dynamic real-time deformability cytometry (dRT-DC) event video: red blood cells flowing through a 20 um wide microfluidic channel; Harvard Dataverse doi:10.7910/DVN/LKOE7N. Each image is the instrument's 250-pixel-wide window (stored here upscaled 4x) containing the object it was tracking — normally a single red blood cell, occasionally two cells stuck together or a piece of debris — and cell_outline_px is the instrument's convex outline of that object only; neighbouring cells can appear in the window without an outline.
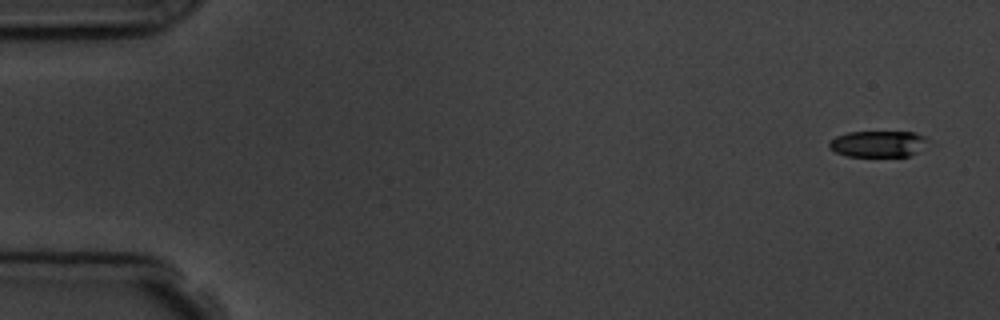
{"species": "common noctule bat (a hibernating species)", "species_latin": "Nyctalus noctula", "temperature_condition": "room temperature", "stored_images_in_passage": 4, "camera_frame_rate_fps": 3000, "um_per_image_px": 0.085, "animal": {"sex": "male", "body_mass_g": 19.5, "forearm_length_mm": 54.6}, "frame": {"image": 1, "passage_image": 1, "time_ms": 0.0, "image_size_px": [1000, 320], "cell_outline_px": [[936, 144], [908, 156], [848, 156], [836, 152], [828, 148], [828, 140], [836, 136], [848, 132], [916, 132], [928, 136]], "centroid_in_image_um": [74.78, 12.22], "position_along_channel_um": 10.2, "area_um2": 15.84}}
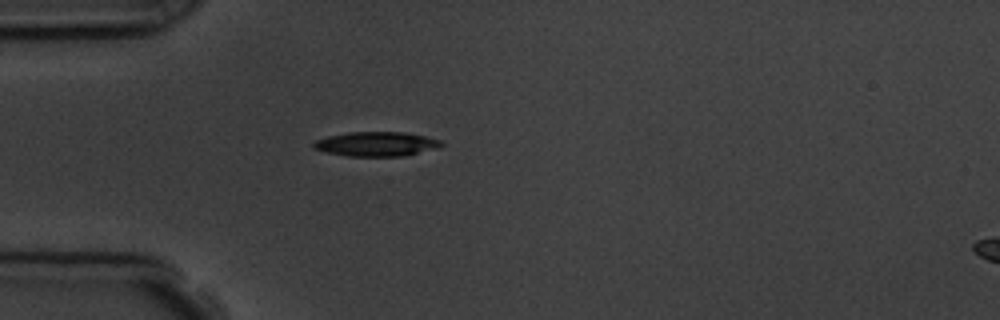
{"frame": {"image": 2, "passage_image": 4, "time_ms": 4.333, "image_size_px": [1000, 320], "cell_outline_px": [[444, 144], [440, 148], [404, 156], [348, 156], [324, 152], [312, 148], [312, 144], [316, 140], [328, 136], [348, 132], [404, 132], [424, 136], [440, 140]], "centroid_in_image_um": [31.99, 12.24], "position_along_channel_um": 53.0, "area_um2": 18.32}}